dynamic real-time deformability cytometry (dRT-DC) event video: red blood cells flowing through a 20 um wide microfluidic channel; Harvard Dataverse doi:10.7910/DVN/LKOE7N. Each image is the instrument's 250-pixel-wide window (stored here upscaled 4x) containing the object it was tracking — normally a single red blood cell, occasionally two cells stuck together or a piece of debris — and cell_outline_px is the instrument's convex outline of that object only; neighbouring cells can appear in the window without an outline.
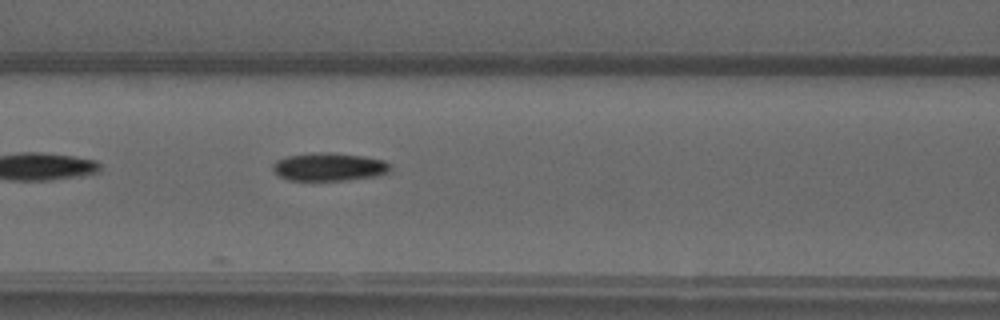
{"species": "common noctule bat (a hibernating species)", "species_latin": "Nyctalus noctula", "temperature_condition": "warm", "stored_images_in_passage": 10, "camera_frame_rate_fps": 3000, "um_per_image_px": 0.085, "animal": {"sex": "male", "forearm_length_mm": 52.5}, "frame": {"image": 1, "passage_image": 10, "time_ms": 3.0, "image_size_px": [1000, 320], "cell_outline_px": [[392, 168], [388, 172], [372, 176], [344, 180], [288, 180], [280, 176], [272, 168], [272, 164], [276, 160], [288, 156], [320, 152], [332, 152], [364, 156], [384, 160]], "centroid_in_image_um": [27.96, 14.17], "position_along_channel_um": 138.6, "area_um2": 19.02}}